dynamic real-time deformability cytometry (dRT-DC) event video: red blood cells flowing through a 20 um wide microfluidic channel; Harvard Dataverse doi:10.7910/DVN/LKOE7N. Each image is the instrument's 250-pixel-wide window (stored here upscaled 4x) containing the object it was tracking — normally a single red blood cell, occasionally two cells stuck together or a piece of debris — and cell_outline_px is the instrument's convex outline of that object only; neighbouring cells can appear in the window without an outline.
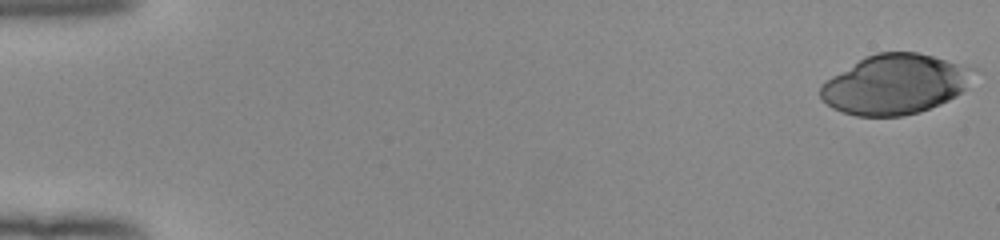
{"species": "human", "species_latin": "Homo sapiens", "temperature_condition": "room temperature", "stored_images_in_passage": 52, "camera_frame_rate_fps": 3000, "um_per_image_px": 0.085, "donor": {"sex": "female"}, "frame": {"image": 1, "passage_image": 1, "time_ms": 0.0, "image_size_px": [1000, 240], "cell_outline_px": [[976, 68], [968, 88], [956, 96], [940, 104], [920, 112], [904, 116], [856, 116], [840, 112], [832, 108], [820, 96], [820, 84], [832, 76], [864, 56], [876, 52], [916, 52], [932, 56]], "centroid_in_image_um": [76.08, 7.17], "position_along_channel_um": 8.9, "area_um2": 53.58}}